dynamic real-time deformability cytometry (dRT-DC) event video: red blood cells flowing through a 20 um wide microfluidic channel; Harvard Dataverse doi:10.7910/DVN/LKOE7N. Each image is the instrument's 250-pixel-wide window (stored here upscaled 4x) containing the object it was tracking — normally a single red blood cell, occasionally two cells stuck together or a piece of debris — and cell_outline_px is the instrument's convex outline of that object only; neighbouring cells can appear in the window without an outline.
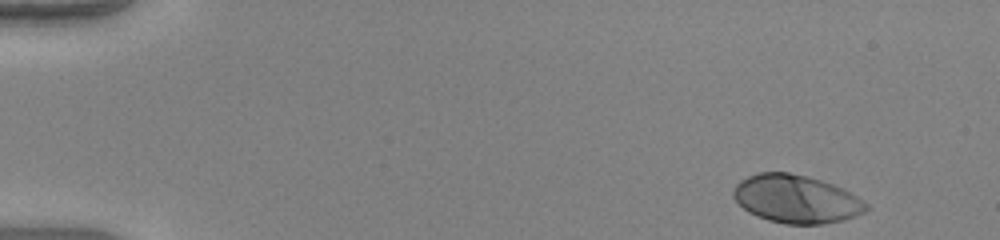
{"species": "human", "species_latin": "Homo sapiens", "temperature_condition": "warm", "stored_images_in_passage": 47, "camera_frame_rate_fps": 3000, "um_per_image_px": 0.085, "donor": {"sex": "female"}, "frame": {"image": 1, "passage_image": 1, "time_ms": 0.0, "image_size_px": [1000, 240], "cell_outline_px": [[872, 208], [856, 216], [844, 220], [820, 224], [784, 224], [768, 220], [756, 216], [748, 212], [732, 196], [732, 192], [736, 184], [740, 180], [748, 176], [760, 172], [788, 172], [808, 176], [832, 184], [856, 196], [868, 204]], "centroid_in_image_um": [67.67, 16.92], "position_along_channel_um": 17.3, "area_um2": 37.22}}
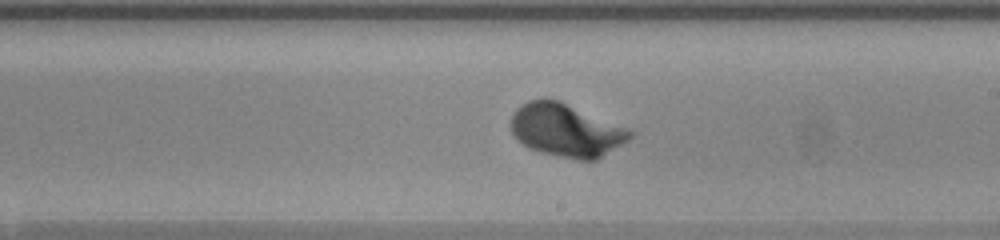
{"frame": {"image": 2, "passage_image": 27, "time_ms": 8.667, "image_size_px": [1000, 240], "cell_outline_px": [[632, 136], [628, 140], [596, 160], [580, 160], [540, 152], [528, 148], [516, 140], [512, 132], [512, 112], [516, 108], [528, 100], [540, 96], [560, 100], [628, 128], [632, 132]], "centroid_in_image_um": [48.08, 11.04], "position_along_channel_um": 240.9, "area_um2": 37.05}}
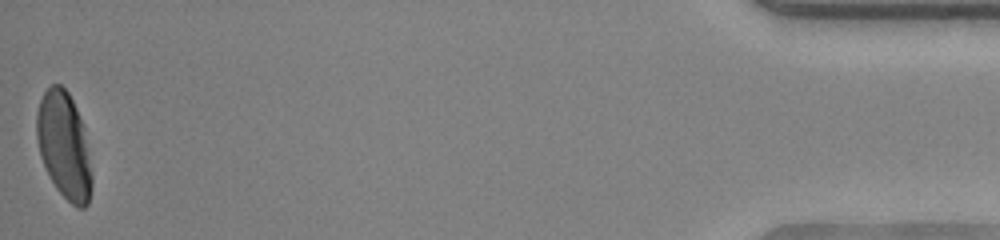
{"frame": {"image": 3, "passage_image": 47, "time_ms": 15.333, "image_size_px": [1000, 240], "cell_outline_px": [[92, 188], [88, 204], [84, 208], [76, 208], [56, 188], [40, 156], [36, 136], [36, 112], [40, 100], [44, 92], [52, 84], [60, 84], [68, 92], [76, 108], [84, 128], [92, 172]], "centroid_in_image_um": [5.45, 12.38], "position_along_channel_um": 429.7, "area_um2": 34.22}, "authors_computed_cell_mechanics": {"area_um2": 35.836, "velocity_mm_per_s": 4.1015, "shape_relaxation_time_tau1_ms": 2.0416, "shape_relaxation_time_tau2_ms": null, "deformation_change_tau1": 0.1782, "deformation_change_tau2": null}}